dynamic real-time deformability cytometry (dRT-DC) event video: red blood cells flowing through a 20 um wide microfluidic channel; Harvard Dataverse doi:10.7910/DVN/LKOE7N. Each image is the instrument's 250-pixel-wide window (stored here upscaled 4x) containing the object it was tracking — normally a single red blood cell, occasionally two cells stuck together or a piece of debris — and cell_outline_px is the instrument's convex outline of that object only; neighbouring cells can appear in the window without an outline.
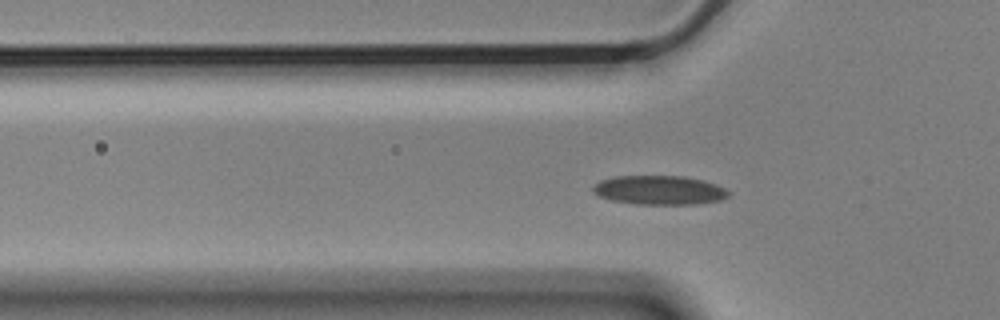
{"species": "Egyptian fruit bat (a non-hibernating species)", "species_latin": "Rousettus aegyptiacus", "temperature_condition": "cold", "stored_images_in_passage": 56, "camera_frame_rate_fps": 3000, "um_per_image_px": 0.085, "animal": {"sex": "male"}, "frame": {"image": 1, "passage_image": 17, "time_ms": 5.333, "image_size_px": [1000, 320], "cell_outline_px": [[728, 196], [720, 200], [696, 204], [636, 204], [612, 200], [600, 196], [592, 192], [592, 188], [600, 180], [612, 176], [684, 176], [704, 180], [716, 184], [724, 188], [728, 192]], "centroid_in_image_um": [56.03, 16.15], "position_along_channel_um": 69.8, "area_um2": 22.95}}
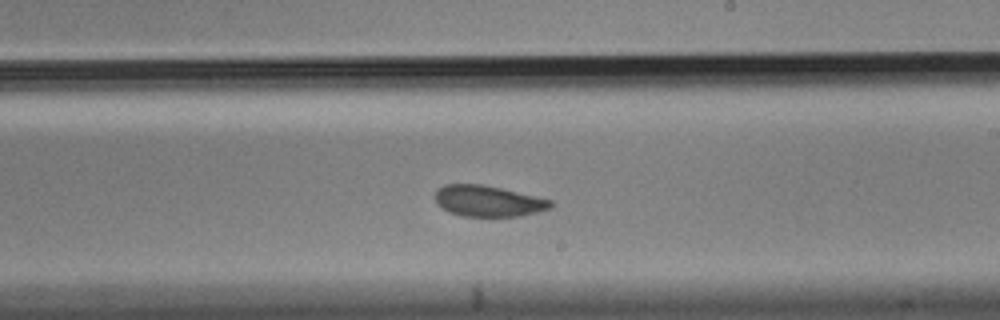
{"frame": {"image": 2, "passage_image": 32, "time_ms": 10.333, "image_size_px": [1000, 320], "cell_outline_px": [[552, 208], [520, 216], [460, 216], [448, 212], [436, 200], [436, 192], [444, 184], [480, 184], [500, 188], [552, 200]], "centroid_in_image_um": [41.51, 17.09], "position_along_channel_um": 247.5, "area_um2": 20.58}}
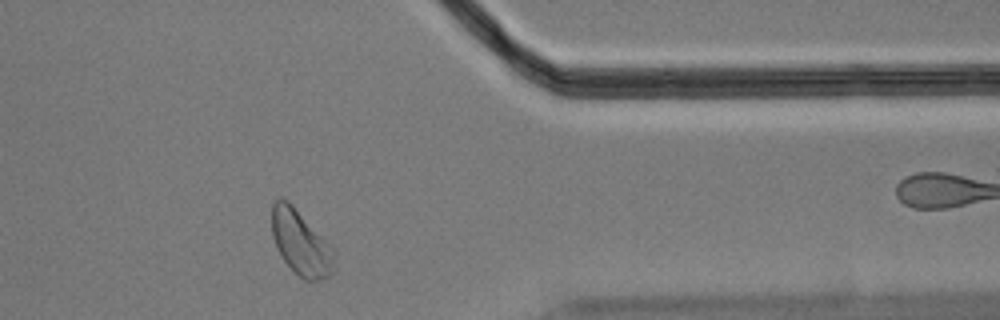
{"frame": {"image": 3, "passage_image": 45, "time_ms": 14.667, "image_size_px": [1000, 320], "cell_outline_px": [[332, 272], [328, 276], [316, 280], [304, 280], [284, 260], [276, 248], [272, 236], [272, 204], [280, 196], [288, 200], [332, 244]], "centroid_in_image_um": [25.54, 20.57], "position_along_channel_um": 385.9, "area_um2": 23.41}, "authors_computed_cell_mechanics": {"area_um2": 22.1663, "velocity_mm_per_s": 3.5487, "shape_relaxation_time_tau1_ms": 3.9082, "shape_relaxation_time_tau2_ms": 1.9792, "deformation_change_tau1": 0.1009, "deformation_change_tau2": 0.0664}}